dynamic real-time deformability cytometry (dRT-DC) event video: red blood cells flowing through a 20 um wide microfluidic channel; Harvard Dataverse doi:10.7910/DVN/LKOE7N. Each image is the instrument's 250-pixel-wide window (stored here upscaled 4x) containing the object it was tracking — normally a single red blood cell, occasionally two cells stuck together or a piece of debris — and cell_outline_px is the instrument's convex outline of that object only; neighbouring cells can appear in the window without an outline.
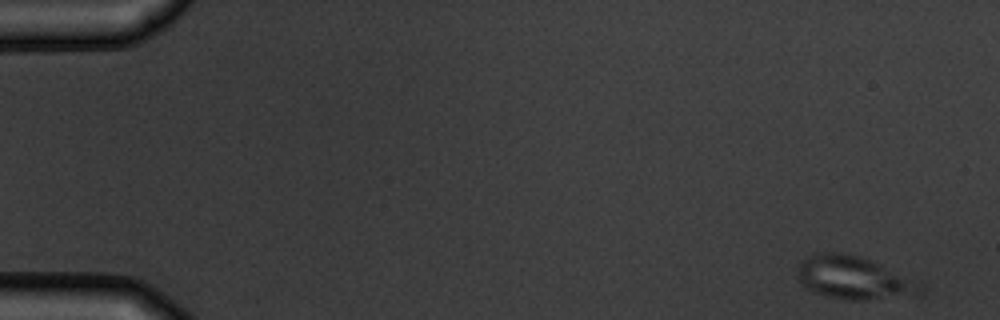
{"species": "common noctule bat (a hibernating species)", "species_latin": "Nyctalus noctula", "temperature_condition": "warm", "stored_images_in_passage": 5, "camera_frame_rate_fps": 3000, "um_per_image_px": 0.085, "animal": {"sex": "male", "body_mass_g": 19.5, "forearm_length_mm": 54.6}, "frame": {"image": 1, "passage_image": 1, "time_ms": 0.0, "image_size_px": [1000, 320], "cell_outline_px": [[924, 292], [916, 296], [864, 300], [852, 300], [828, 296], [812, 292], [796, 276], [796, 272], [800, 264], [808, 256], [816, 252], [840, 252], [860, 256], [880, 264], [924, 284]], "centroid_in_image_um": [72.62, 23.62], "position_along_channel_um": 12.4, "area_um2": 30.92}}